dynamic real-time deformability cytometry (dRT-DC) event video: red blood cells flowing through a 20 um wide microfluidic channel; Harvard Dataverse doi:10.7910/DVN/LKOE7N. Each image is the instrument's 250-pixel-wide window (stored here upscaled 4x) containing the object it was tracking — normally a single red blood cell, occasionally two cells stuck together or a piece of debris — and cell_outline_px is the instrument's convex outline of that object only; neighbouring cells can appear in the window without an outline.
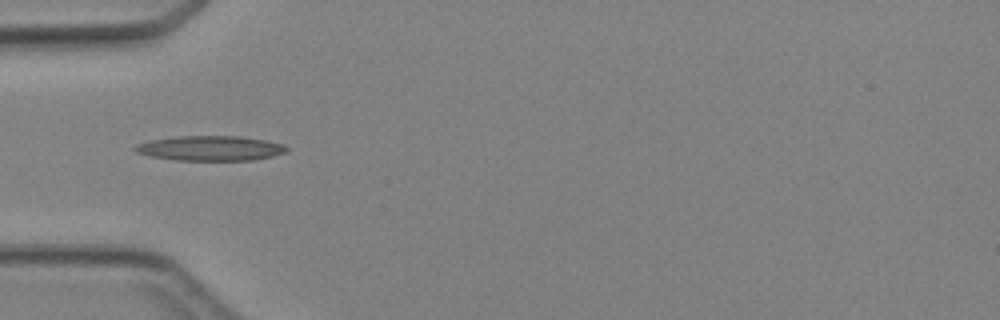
{"species": "Egyptian fruit bat (a non-hibernating species)", "species_latin": "Rousettus aegyptiacus", "temperature_condition": "cold", "stored_images_in_passage": 4, "camera_frame_rate_fps": 3000, "um_per_image_px": 0.085, "animal": {"sex": "female"}, "frame": {"image": 1, "passage_image": 4, "time_ms": 3.667, "image_size_px": [1000, 320], "cell_outline_px": [[288, 152], [272, 156], [252, 160], [176, 160], [148, 156], [136, 152], [132, 148], [136, 144], [152, 140], [180, 136], [240, 136], [264, 140], [284, 144], [288, 148]], "centroid_in_image_um": [17.88, 12.6], "position_along_channel_um": 67.1, "area_um2": 21.96}}